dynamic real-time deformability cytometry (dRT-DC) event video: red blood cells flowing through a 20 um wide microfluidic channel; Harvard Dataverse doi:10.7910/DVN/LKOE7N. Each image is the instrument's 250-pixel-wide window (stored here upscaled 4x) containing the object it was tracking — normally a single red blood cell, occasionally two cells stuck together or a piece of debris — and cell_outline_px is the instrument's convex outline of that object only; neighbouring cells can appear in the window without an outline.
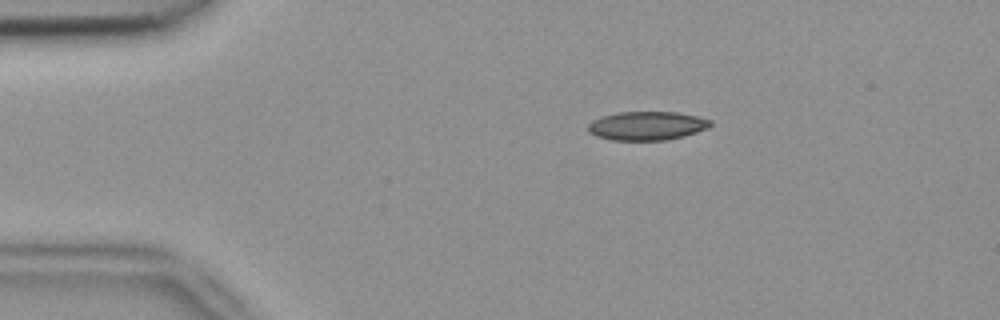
{"species": "common noctule bat (a hibernating species)", "species_latin": "Nyctalus noctula", "temperature_condition": "room temperature", "stored_images_in_passage": 5, "camera_frame_rate_fps": 3000, "um_per_image_px": 0.085, "animal": {"sex": "female", "body_mass_g": 18.4}, "frame": {"image": 1, "passage_image": 3, "time_ms": 0.667, "image_size_px": [1000, 320], "cell_outline_px": [[712, 124], [708, 128], [684, 136], [664, 140], [612, 140], [596, 136], [588, 132], [588, 124], [592, 120], [616, 112], [676, 112], [696, 116], [712, 120]], "centroid_in_image_um": [54.98, 10.69], "position_along_channel_um": 30.0, "area_um2": 20.46}}